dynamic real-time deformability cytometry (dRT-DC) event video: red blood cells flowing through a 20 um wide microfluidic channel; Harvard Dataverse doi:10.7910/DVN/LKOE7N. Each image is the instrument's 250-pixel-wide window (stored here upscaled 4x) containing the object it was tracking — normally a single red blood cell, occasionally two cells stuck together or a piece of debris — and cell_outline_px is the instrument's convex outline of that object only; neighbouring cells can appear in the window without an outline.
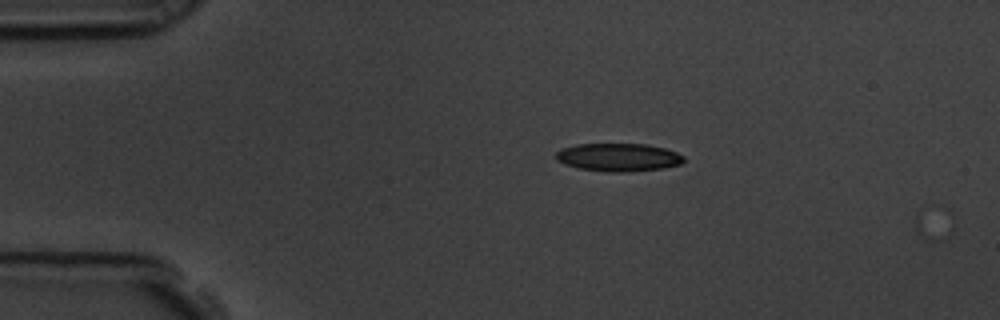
{"species": "common noctule bat (a hibernating species)", "species_latin": "Nyctalus noctula", "temperature_condition": "room temperature", "stored_images_in_passage": 4, "camera_frame_rate_fps": 3000, "um_per_image_px": 0.085, "animal": {"sex": "male", "body_mass_g": 19.5, "forearm_length_mm": 54.6}, "frame": {"image": 1, "passage_image": 2, "time_ms": 0.333, "image_size_px": [1000, 320], "cell_outline_px": [[684, 160], [680, 164], [664, 168], [628, 172], [608, 172], [580, 168], [564, 164], [556, 160], [556, 152], [560, 148], [576, 144], [644, 144], [664, 148], [676, 152], [684, 156]], "centroid_in_image_um": [52.54, 13.37], "position_along_channel_um": 32.5, "area_um2": 20.92}}